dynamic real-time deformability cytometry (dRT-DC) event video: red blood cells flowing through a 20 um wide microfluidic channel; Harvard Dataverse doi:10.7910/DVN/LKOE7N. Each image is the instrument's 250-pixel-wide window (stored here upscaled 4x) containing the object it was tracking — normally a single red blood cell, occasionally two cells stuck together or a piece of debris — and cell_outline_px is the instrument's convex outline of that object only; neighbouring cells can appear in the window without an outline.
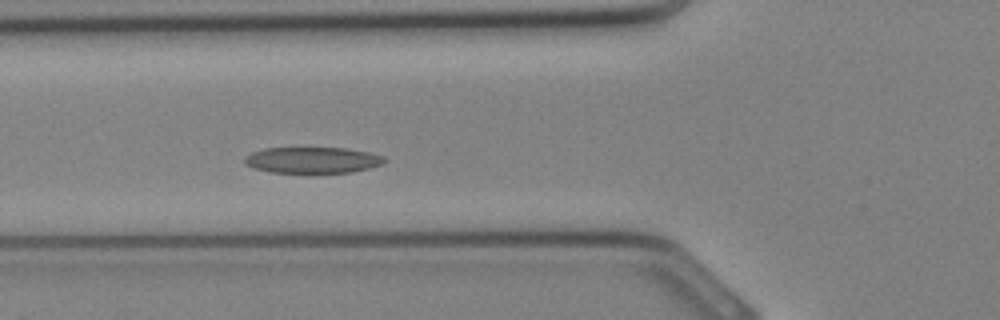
{"species": "Egyptian fruit bat (a non-hibernating species)", "species_latin": "Rousettus aegyptiacus", "temperature_condition": "cold", "stored_images_in_passage": 32, "camera_frame_rate_fps": 3000, "um_per_image_px": 0.085, "animal": {"sex": "female"}, "frame": {"image": 1, "passage_image": 11, "time_ms": 3.333, "image_size_px": [1000, 320], "cell_outline_px": [[388, 160], [380, 164], [368, 168], [352, 172], [272, 172], [252, 168], [244, 164], [244, 156], [252, 152], [264, 148], [344, 148], [368, 152], [384, 156]], "centroid_in_image_um": [26.52, 13.6], "position_along_channel_um": 99.3, "area_um2": 21.15}}
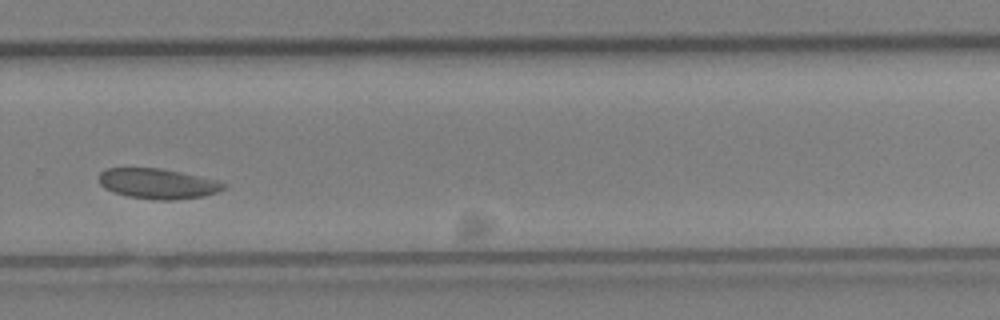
{"frame": {"image": 2, "passage_image": 22, "time_ms": 7.0, "image_size_px": [1000, 320], "cell_outline_px": [[228, 184], [224, 188], [216, 192], [204, 196], [172, 200], [156, 200], [128, 196], [112, 192], [104, 188], [100, 184], [100, 172], [108, 168], [160, 168], [180, 172], [216, 180]], "centroid_in_image_um": [13.4, 15.61], "position_along_channel_um": 316.4, "area_um2": 21.85}}
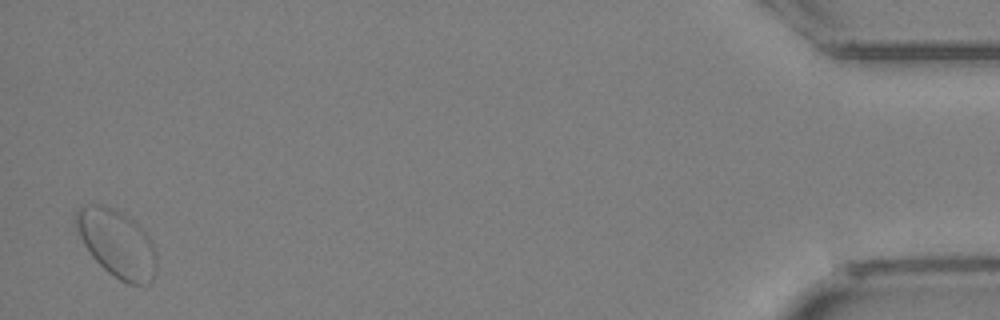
{"frame": {"image": 3, "passage_image": 32, "time_ms": 10.333, "image_size_px": [1000, 320], "cell_outline_px": [[156, 272], [152, 280], [144, 288], [128, 284], [120, 280], [108, 272], [92, 256], [84, 244], [80, 236], [76, 224], [76, 208], [84, 204], [100, 204], [112, 208], [120, 212], [132, 220], [148, 236], [156, 252]], "centroid_in_image_um": [9.96, 20.73], "position_along_channel_um": 425.2, "area_um2": 31.56}}